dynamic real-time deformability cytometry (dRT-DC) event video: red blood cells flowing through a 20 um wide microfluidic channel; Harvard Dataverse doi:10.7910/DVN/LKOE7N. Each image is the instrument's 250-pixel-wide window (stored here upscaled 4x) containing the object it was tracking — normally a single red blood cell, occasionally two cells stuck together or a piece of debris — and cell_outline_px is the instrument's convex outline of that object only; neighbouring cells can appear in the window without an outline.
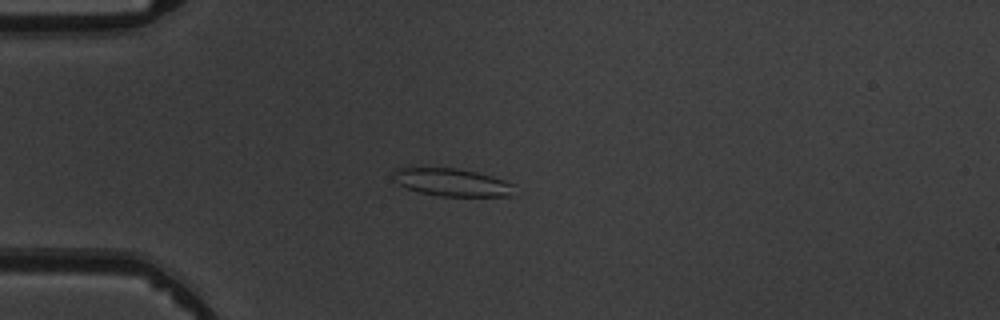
{"species": "common noctule bat (a hibernating species)", "species_latin": "Nyctalus noctula", "temperature_condition": "warm", "stored_images_in_passage": 5, "camera_frame_rate_fps": 3000, "um_per_image_px": 0.085, "animal": {"sex": "male", "body_mass_g": 19.5, "forearm_length_mm": 54.6}, "frame": {"image": 1, "passage_image": 3, "time_ms": 2.333, "image_size_px": [1000, 320], "cell_outline_px": [[512, 184], [508, 196], [440, 196], [420, 192], [408, 188], [392, 180], [392, 172], [396, 168], [456, 168], [476, 172], [492, 176], [504, 180]], "centroid_in_image_um": [38.33, 15.49], "position_along_channel_um": 46.7, "area_um2": 19.19}}
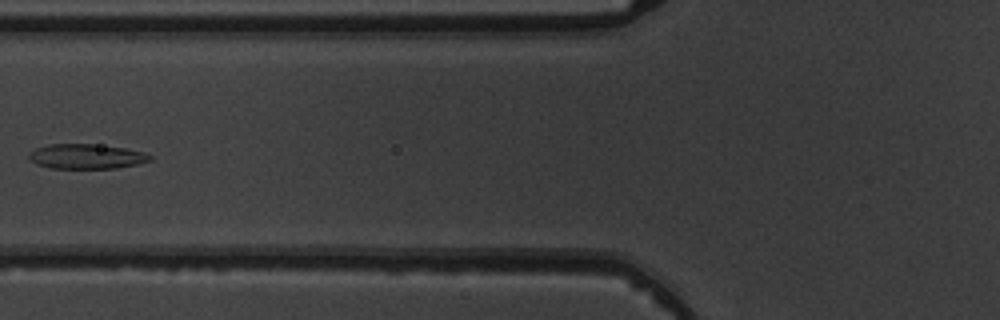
{"frame": {"image": 2, "passage_image": 5, "time_ms": 4.667, "image_size_px": [1000, 320], "cell_outline_px": [[152, 160], [136, 164], [116, 168], [52, 168], [36, 164], [28, 160], [28, 152], [36, 148], [48, 144], [92, 144], [124, 148], [144, 152], [152, 156]], "centroid_in_image_um": [7.3, 13.29], "position_along_channel_um": 118.5, "area_um2": 17.51}}